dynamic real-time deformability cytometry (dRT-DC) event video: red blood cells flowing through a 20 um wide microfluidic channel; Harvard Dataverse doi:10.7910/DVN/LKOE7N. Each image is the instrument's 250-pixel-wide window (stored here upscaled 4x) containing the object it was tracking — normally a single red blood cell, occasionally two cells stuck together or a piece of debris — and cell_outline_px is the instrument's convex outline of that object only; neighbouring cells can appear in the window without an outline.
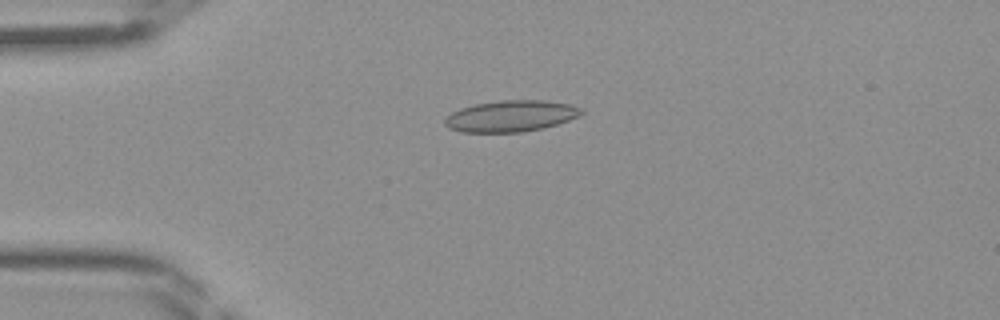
{"species": "Egyptian fruit bat (a non-hibernating species)", "species_latin": "Rousettus aegyptiacus", "temperature_condition": "room temperature", "stored_images_in_passage": 45, "camera_frame_rate_fps": 3000, "um_per_image_px": 0.085, "frame": {"image": 1, "passage_image": 11, "time_ms": 3.333, "image_size_px": [1000, 320], "cell_outline_px": [[584, 112], [580, 116], [544, 128], [524, 132], [460, 132], [448, 128], [444, 124], [444, 120], [452, 112], [460, 108], [476, 104], [500, 100], [544, 100], [568, 104], [584, 108]], "centroid_in_image_um": [43.43, 9.87], "position_along_channel_um": 41.6, "area_um2": 25.03}}
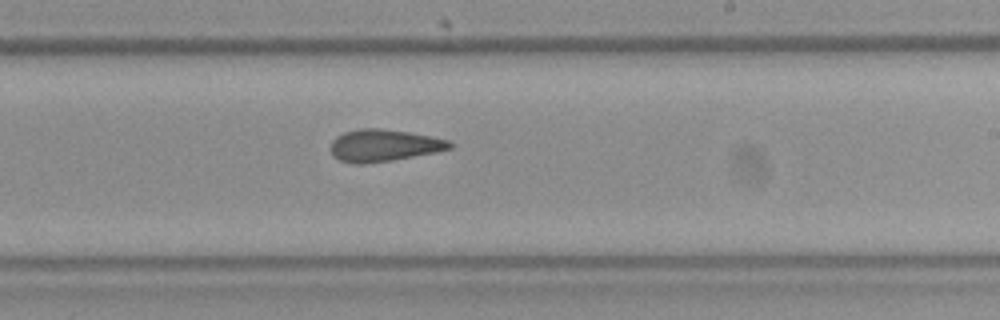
{"frame": {"image": 2, "passage_image": 27, "time_ms": 8.667, "image_size_px": [1000, 320], "cell_outline_px": [[456, 144], [452, 148], [436, 152], [392, 160], [364, 164], [352, 164], [340, 160], [332, 156], [328, 148], [332, 140], [336, 136], [344, 132], [360, 128], [380, 128], [408, 132], [448, 140]], "centroid_in_image_um": [32.57, 12.37], "position_along_channel_um": 256.4, "area_um2": 22.48}}
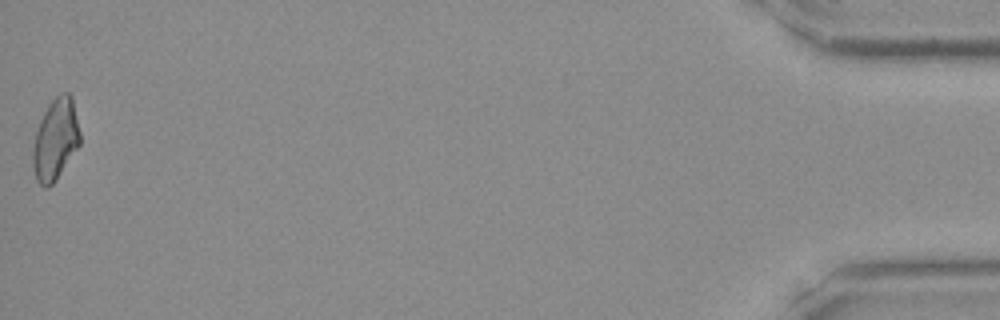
{"frame": {"image": 3, "passage_image": 45, "time_ms": 14.667, "image_size_px": [1000, 320], "cell_outline_px": [[80, 144], [56, 180], [48, 188], [44, 188], [36, 180], [32, 164], [32, 148], [36, 132], [40, 120], [48, 104], [60, 92], [68, 92], [72, 96], [80, 132]], "centroid_in_image_um": [4.71, 11.86], "position_along_channel_um": 430.5, "area_um2": 22.48}}